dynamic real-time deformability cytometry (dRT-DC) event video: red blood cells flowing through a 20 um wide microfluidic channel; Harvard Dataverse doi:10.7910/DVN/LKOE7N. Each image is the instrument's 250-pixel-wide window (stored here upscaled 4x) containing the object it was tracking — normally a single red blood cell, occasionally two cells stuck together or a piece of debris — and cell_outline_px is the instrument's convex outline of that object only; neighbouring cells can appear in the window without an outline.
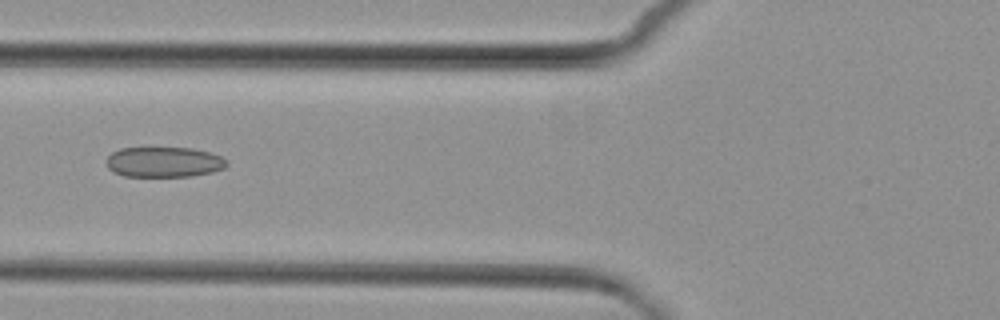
{"species": "common noctule bat (a hibernating species)", "species_latin": "Nyctalus noctula", "temperature_condition": "cold", "stored_images_in_passage": 5, "camera_frame_rate_fps": 3000, "um_per_image_px": 0.085, "animal": {"sex": "female", "body_mass_g": 29.2, "forearm_length_mm": 56.3}, "frame": {"image": 1, "passage_image": 5, "time_ms": 4.667, "image_size_px": [1000, 320], "cell_outline_px": [[228, 164], [224, 168], [212, 172], [192, 176], [124, 176], [108, 168], [108, 156], [112, 152], [120, 148], [192, 148], [208, 152], [220, 156], [228, 160]], "centroid_in_image_um": [13.97, 13.77], "position_along_channel_um": 111.8, "area_um2": 21.1}}